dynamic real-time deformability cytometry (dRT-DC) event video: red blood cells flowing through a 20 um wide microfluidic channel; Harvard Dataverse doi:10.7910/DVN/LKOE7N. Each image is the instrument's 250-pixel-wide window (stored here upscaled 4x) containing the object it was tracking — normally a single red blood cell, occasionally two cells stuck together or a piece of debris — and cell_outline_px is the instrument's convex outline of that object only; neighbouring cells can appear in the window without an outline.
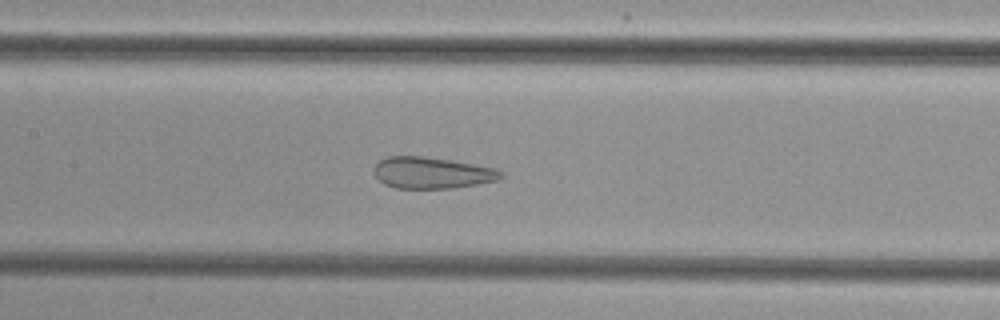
{"species": "common noctule bat (a hibernating species)", "species_latin": "Nyctalus noctula", "temperature_condition": "cold", "stored_images_in_passage": 50, "camera_frame_rate_fps": 3000, "um_per_image_px": 0.085, "animal": {"sex": "female", "body_mass_g": 29.2, "forearm_length_mm": 56.3}, "frame": {"image": 1, "passage_image": 24, "time_ms": 7.667, "image_size_px": [1000, 320], "cell_outline_px": [[504, 176], [500, 180], [456, 188], [396, 188], [384, 184], [372, 172], [372, 168], [380, 160], [388, 156], [424, 156], [496, 168], [504, 172]], "centroid_in_image_um": [36.73, 14.69], "position_along_channel_um": 170.7, "area_um2": 23.41}}
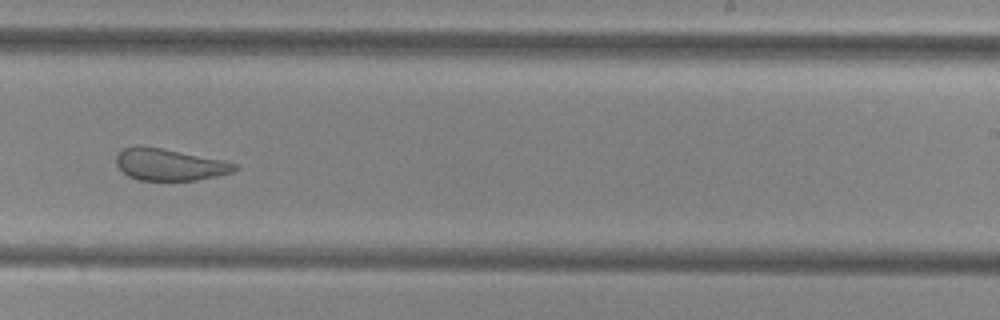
{"frame": {"image": 2, "passage_image": 32, "time_ms": 10.333, "image_size_px": [1000, 320], "cell_outline_px": [[240, 168], [232, 172], [216, 176], [196, 180], [140, 180], [128, 176], [116, 164], [116, 156], [124, 148], [136, 144], [140, 144], [224, 160], [236, 164]], "centroid_in_image_um": [14.4, 13.97], "position_along_channel_um": 274.6, "area_um2": 21.96}}
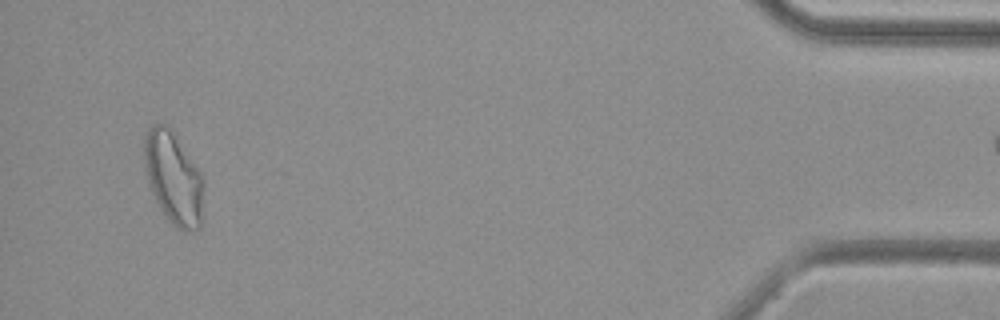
{"frame": {"image": 3, "passage_image": 49, "time_ms": 16.0, "image_size_px": [1000, 320], "cell_outline_px": [[204, 184], [200, 228], [192, 232], [184, 232], [176, 228], [164, 216], [152, 192], [144, 168], [144, 136], [148, 128], [152, 124], [168, 124], [172, 128], [204, 176]], "centroid_in_image_um": [14.76, 15.11], "position_along_channel_um": 420.4, "area_um2": 32.71}}